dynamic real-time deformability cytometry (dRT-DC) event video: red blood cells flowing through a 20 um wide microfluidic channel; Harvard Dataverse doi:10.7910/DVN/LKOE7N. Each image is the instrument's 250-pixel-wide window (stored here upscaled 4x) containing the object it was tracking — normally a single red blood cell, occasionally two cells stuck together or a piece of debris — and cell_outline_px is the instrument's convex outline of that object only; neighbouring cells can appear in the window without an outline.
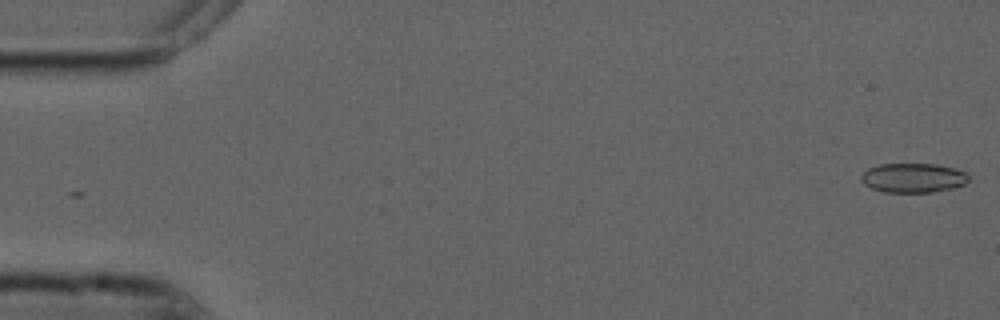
{"species": "common noctule bat (a hibernating species)", "species_latin": "Nyctalus noctula", "temperature_condition": "cold", "stored_images_in_passage": 54, "camera_frame_rate_fps": 3000, "um_per_image_px": 0.085, "animal": {"sex": "male", "forearm_length_mm": 52.5}, "frame": {"image": 1, "passage_image": 1, "time_ms": 0.0, "image_size_px": [1000, 320], "cell_outline_px": [[968, 180], [964, 184], [952, 188], [932, 192], [884, 192], [872, 188], [864, 184], [860, 180], [860, 176], [868, 168], [880, 164], [936, 164], [952, 168], [964, 172], [968, 176]], "centroid_in_image_um": [77.57, 15.12], "position_along_channel_um": 7.4, "area_um2": 18.26}}
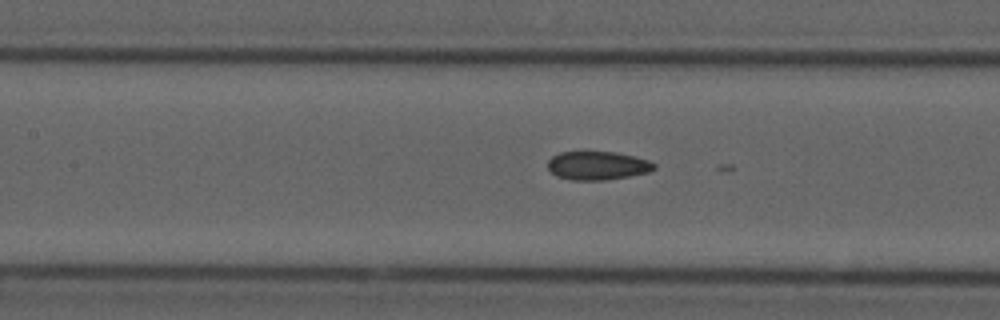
{"frame": {"image": 2, "passage_image": 24, "time_ms": 7.667, "image_size_px": [1000, 320], "cell_outline_px": [[656, 168], [648, 172], [628, 176], [604, 180], [572, 180], [556, 176], [548, 168], [548, 160], [552, 156], [560, 152], [616, 152], [648, 160], [656, 164]], "centroid_in_image_um": [50.77, 14.07], "position_along_channel_um": 156.6, "area_um2": 17.57}}
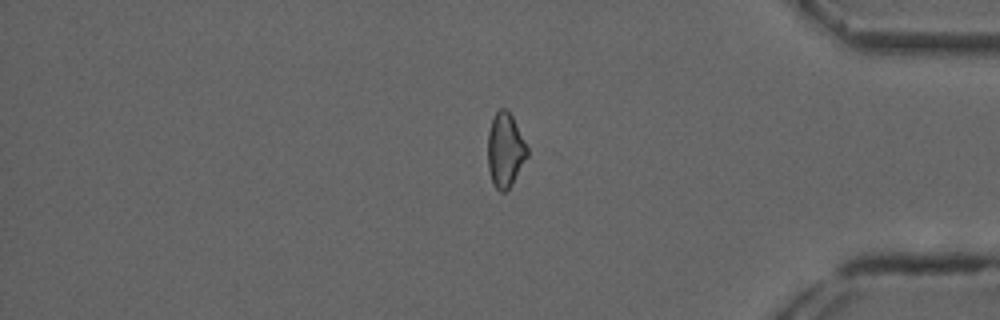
{"frame": {"image": 3, "passage_image": 45, "time_ms": 14.667, "image_size_px": [1000, 320], "cell_outline_px": [[528, 156], [512, 184], [504, 192], [500, 192], [492, 184], [488, 168], [488, 132], [492, 120], [496, 112], [500, 108], [504, 108], [512, 116], [528, 148]], "centroid_in_image_um": [42.94, 12.78], "position_along_channel_um": 392.3, "area_um2": 16.99}}